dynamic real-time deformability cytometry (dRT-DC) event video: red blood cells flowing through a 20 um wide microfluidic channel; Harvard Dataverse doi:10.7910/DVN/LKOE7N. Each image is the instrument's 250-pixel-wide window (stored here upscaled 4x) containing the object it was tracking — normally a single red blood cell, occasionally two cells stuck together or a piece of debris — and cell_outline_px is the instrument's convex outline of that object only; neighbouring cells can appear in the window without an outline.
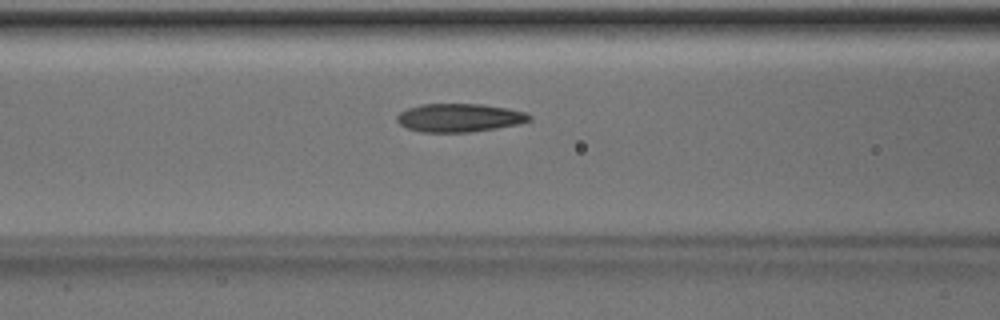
{"species": "Egyptian fruit bat (a non-hibernating species)", "species_latin": "Rousettus aegyptiacus", "temperature_condition": "room temperature", "stored_images_in_passage": 47, "camera_frame_rate_fps": 3000, "um_per_image_px": 0.085, "animal": {"sex": "male"}, "frame": {"image": 1, "passage_image": 17, "time_ms": 5.333, "image_size_px": [1000, 320], "cell_outline_px": [[532, 120], [520, 124], [496, 128], [468, 132], [420, 132], [408, 128], [400, 124], [396, 120], [396, 116], [400, 112], [408, 108], [424, 104], [480, 104], [508, 108], [524, 112], [532, 116]], "centroid_in_image_um": [39.06, 10.01], "position_along_channel_um": 127.5, "area_um2": 21.85}}
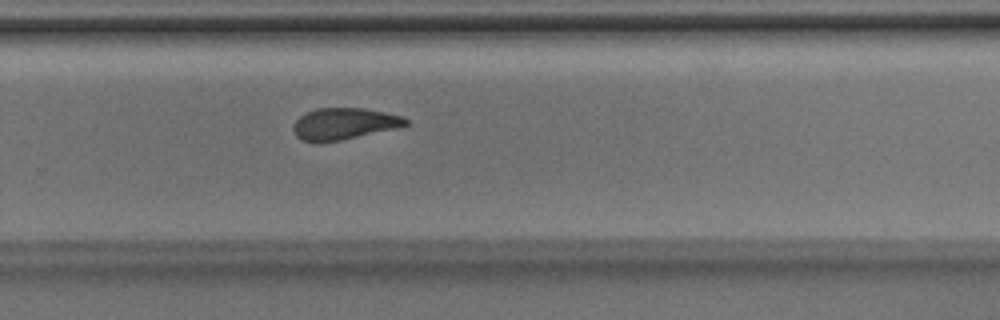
{"frame": {"image": 2, "passage_image": 30, "time_ms": 9.667, "image_size_px": [1000, 320], "cell_outline_px": [[408, 124], [404, 128], [340, 140], [316, 144], [300, 140], [296, 136], [292, 128], [292, 124], [300, 116], [316, 108], [364, 108], [384, 112], [400, 116], [408, 120]], "centroid_in_image_um": [29.25, 10.55], "position_along_channel_um": 300.6, "area_um2": 21.21}}
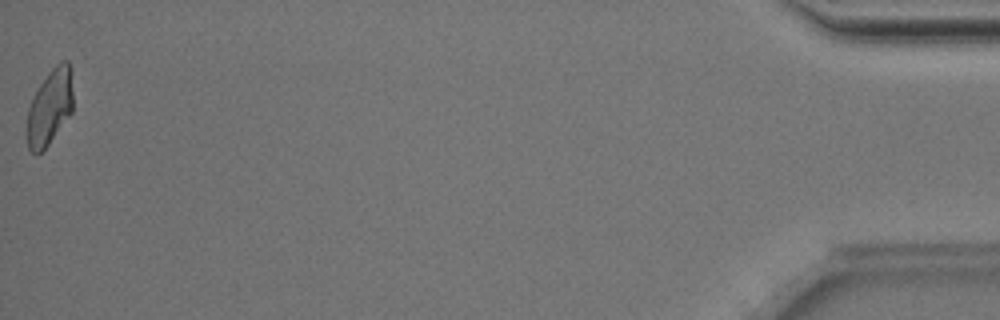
{"frame": {"image": 3, "passage_image": 47, "time_ms": 15.333, "image_size_px": [1000, 320], "cell_outline_px": [[72, 112], [48, 144], [36, 156], [28, 148], [28, 108], [40, 84], [48, 72], [60, 60], [68, 60], [72, 92]], "centroid_in_image_um": [4.23, 9.1], "position_along_channel_um": 431.0, "area_um2": 19.77}, "authors_computed_cell_mechanics": {"area_um2": 21.6172, "velocity_mm_per_s": 4.0081, "shape_relaxation_time_tau1_ms": 3.799, "shape_relaxation_time_tau2_ms": 2.3443, "deformation_change_tau1": 0.1677, "deformation_change_tau2": 0.0889}}